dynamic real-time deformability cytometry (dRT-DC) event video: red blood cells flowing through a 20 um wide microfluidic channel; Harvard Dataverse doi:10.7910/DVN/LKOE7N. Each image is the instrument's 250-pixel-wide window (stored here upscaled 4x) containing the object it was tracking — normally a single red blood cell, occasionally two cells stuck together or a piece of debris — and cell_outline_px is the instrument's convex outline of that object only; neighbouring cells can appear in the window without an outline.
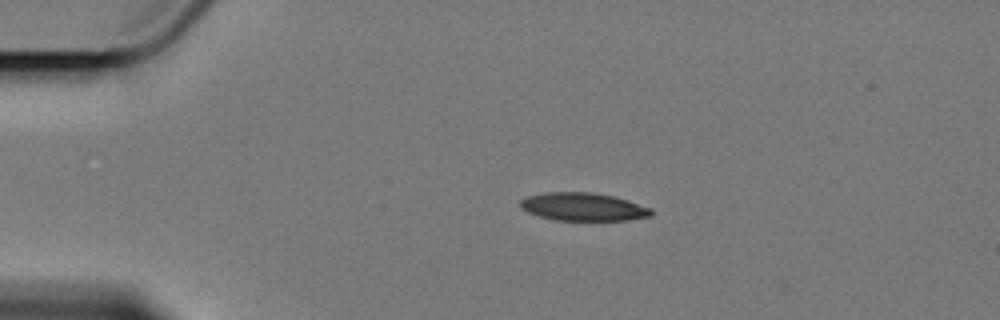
{"species": "Egyptian fruit bat (a non-hibernating species)", "species_latin": "Rousettus aegyptiacus", "temperature_condition": "cold", "stored_images_in_passage": 6, "camera_frame_rate_fps": 3000, "um_per_image_px": 0.085, "animal": {"sex": "female"}, "frame": {"image": 1, "passage_image": 3, "time_ms": 2.333, "image_size_px": [1000, 320], "cell_outline_px": [[652, 216], [628, 220], [556, 220], [540, 216], [528, 212], [520, 208], [520, 200], [524, 196], [544, 192], [592, 192], [612, 196], [628, 200], [652, 208]], "centroid_in_image_um": [49.55, 17.57], "position_along_channel_um": 35.4, "area_um2": 21.5}}
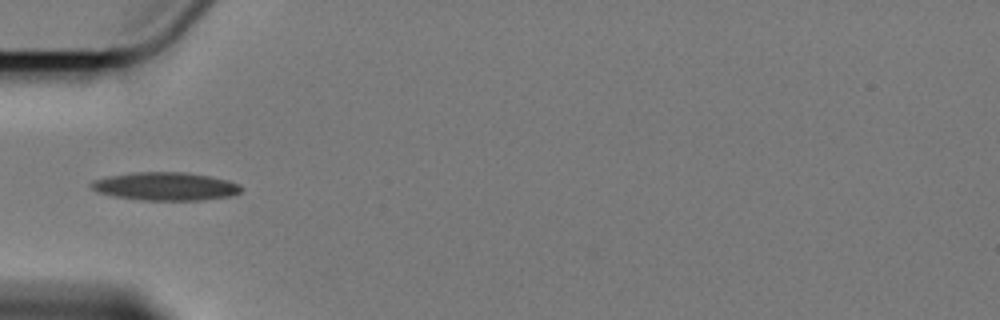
{"frame": {"image": 2, "passage_image": 5, "time_ms": 4.667, "image_size_px": [1000, 320], "cell_outline_px": [[244, 188], [240, 192], [228, 196], [200, 200], [140, 200], [112, 196], [96, 192], [88, 184], [92, 180], [108, 176], [132, 172], [184, 172], [208, 176], [228, 180], [240, 184]], "centroid_in_image_um": [14.01, 15.84], "position_along_channel_um": 71.0, "area_um2": 24.74}}
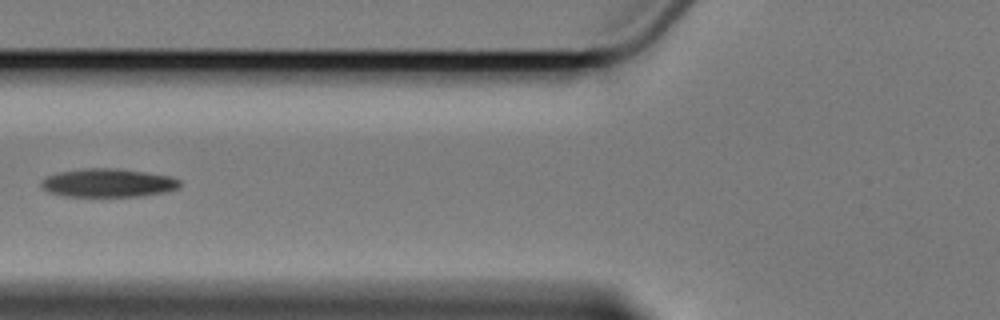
{"frame": {"image": 3, "passage_image": 6, "time_ms": 6.0, "image_size_px": [1000, 320], "cell_outline_px": [[180, 188], [164, 192], [144, 196], [64, 196], [48, 192], [40, 184], [40, 180], [48, 176], [60, 172], [84, 168], [116, 168], [172, 176], [180, 180]], "centroid_in_image_um": [9.2, 15.54], "position_along_channel_um": 116.6, "area_um2": 23.0}}